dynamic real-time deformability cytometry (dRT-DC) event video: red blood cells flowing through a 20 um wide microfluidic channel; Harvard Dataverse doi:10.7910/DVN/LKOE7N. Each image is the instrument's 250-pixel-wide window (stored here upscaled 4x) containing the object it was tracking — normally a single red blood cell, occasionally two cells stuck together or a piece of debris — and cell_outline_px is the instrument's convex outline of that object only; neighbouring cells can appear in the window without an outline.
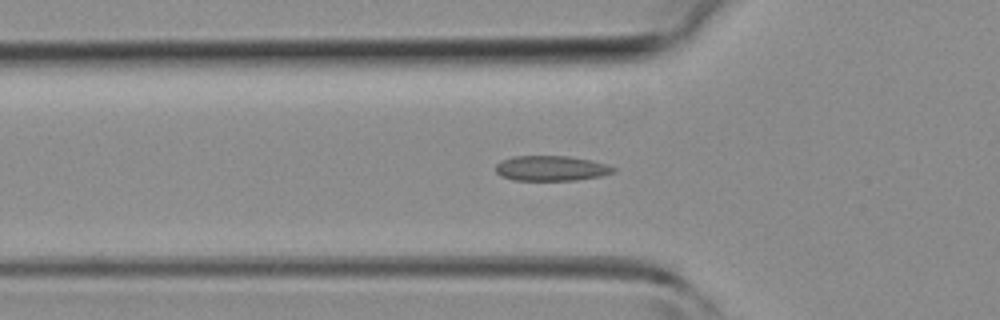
{"species": "common noctule bat (a hibernating species)", "species_latin": "Nyctalus noctula", "temperature_condition": "room temperature", "stored_images_in_passage": 40, "camera_frame_rate_fps": 3000, "um_per_image_px": 0.085, "animal": {"sex": "female", "body_mass_g": 19.3, "forearm_length_mm": 54.1}, "frame": {"image": 1, "passage_image": 10, "time_ms": 3.0, "image_size_px": [1000, 320], "cell_outline_px": [[616, 172], [600, 176], [576, 180], [512, 180], [500, 176], [496, 172], [496, 164], [500, 160], [512, 156], [568, 156], [608, 164], [616, 168]], "centroid_in_image_um": [46.83, 14.3], "position_along_channel_um": 79.0, "area_um2": 17.34}}
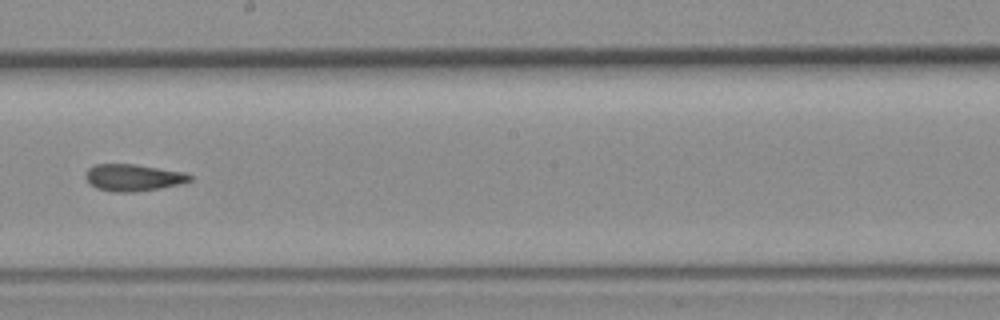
{"frame": {"image": 2, "passage_image": 20, "time_ms": 6.333, "image_size_px": [1000, 320], "cell_outline_px": [[192, 180], [160, 188], [132, 192], [112, 192], [96, 188], [88, 184], [84, 176], [88, 168], [96, 164], [136, 164], [184, 172], [192, 176]], "centroid_in_image_um": [11.26, 15.09], "position_along_channel_um": 236.9, "area_um2": 16.36}}
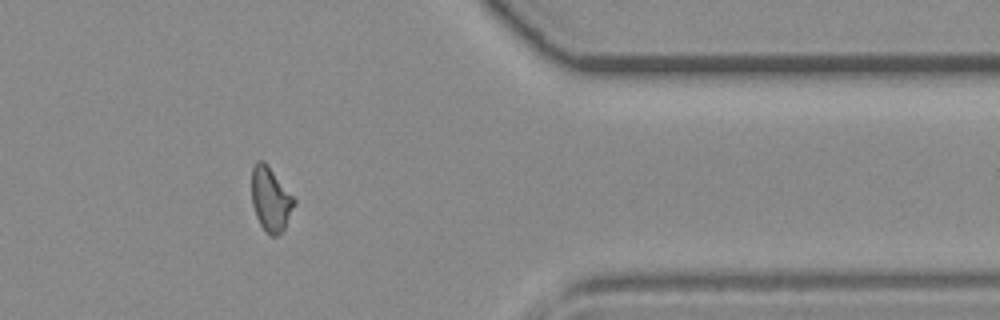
{"frame": {"image": 3, "passage_image": 31, "time_ms": 10.0, "image_size_px": [1000, 320], "cell_outline_px": [[296, 204], [284, 228], [276, 236], [272, 236], [264, 232], [256, 216], [252, 204], [252, 168], [256, 160], [264, 160], [268, 164], [296, 200]], "centroid_in_image_um": [23.0, 16.92], "position_along_channel_um": 388.4, "area_um2": 16.01}}